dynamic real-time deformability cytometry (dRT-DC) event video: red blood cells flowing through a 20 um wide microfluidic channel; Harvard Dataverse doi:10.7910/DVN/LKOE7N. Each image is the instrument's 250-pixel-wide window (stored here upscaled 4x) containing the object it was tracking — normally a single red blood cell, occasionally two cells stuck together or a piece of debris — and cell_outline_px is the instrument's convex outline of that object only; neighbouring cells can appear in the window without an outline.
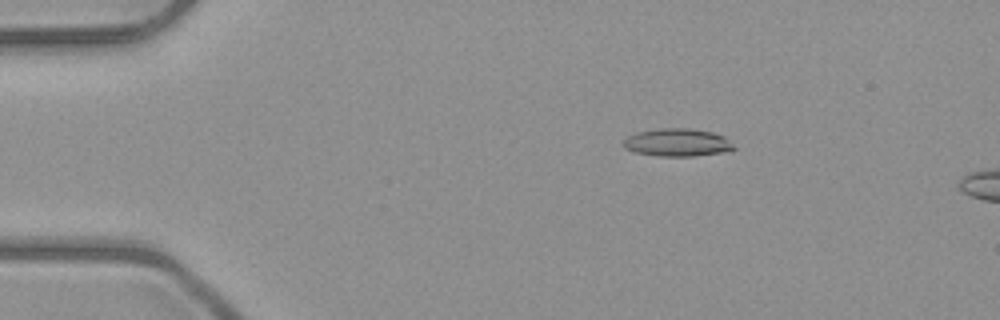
{"species": "common noctule bat (a hibernating species)", "species_latin": "Nyctalus noctula", "temperature_condition": "room temperature", "stored_images_in_passage": 3, "camera_frame_rate_fps": 3000, "um_per_image_px": 0.085, "animal": {"sex": "male", "body_mass_g": 23.1, "forearm_length_mm": 52.7}, "frame": {"image": 1, "passage_image": 2, "time_ms": 1.0, "image_size_px": [1000, 320], "cell_outline_px": [[736, 148], [728, 152], [696, 156], [660, 156], [636, 152], [624, 148], [624, 140], [628, 136], [636, 132], [660, 128], [692, 128], [712, 132], [724, 136]], "centroid_in_image_um": [57.61, 12.11], "position_along_channel_um": 27.4, "area_um2": 17.98}}